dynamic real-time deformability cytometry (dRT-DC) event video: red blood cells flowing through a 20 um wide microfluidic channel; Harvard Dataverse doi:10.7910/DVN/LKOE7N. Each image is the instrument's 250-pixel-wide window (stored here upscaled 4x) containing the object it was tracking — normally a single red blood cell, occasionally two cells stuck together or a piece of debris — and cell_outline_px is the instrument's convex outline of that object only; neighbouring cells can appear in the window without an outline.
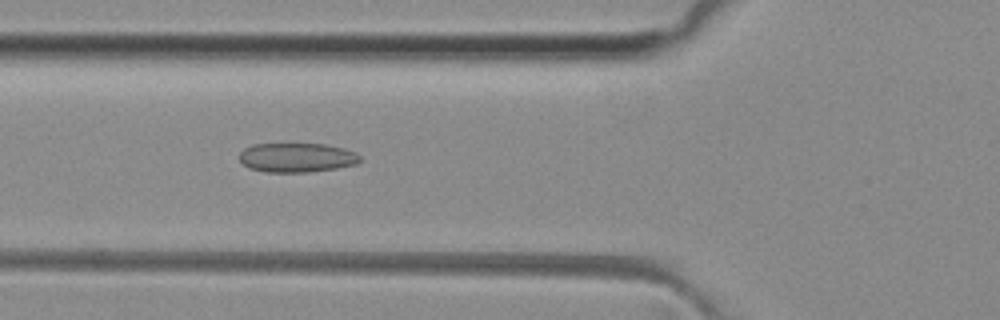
{"species": "common noctule bat (a hibernating species)", "species_latin": "Nyctalus noctula", "temperature_condition": "room temperature", "stored_images_in_passage": 38, "camera_frame_rate_fps": 3000, "um_per_image_px": 0.085, "animal": {"sex": "female", "body_mass_g": 29.2, "forearm_length_mm": 56.3}, "frame": {"image": 1, "passage_image": 6, "time_ms": 1.667, "image_size_px": [1000, 320], "cell_outline_px": [[360, 160], [356, 164], [336, 168], [308, 172], [264, 172], [248, 168], [240, 160], [240, 152], [244, 148], [252, 144], [324, 144], [344, 148], [356, 152], [360, 156]], "centroid_in_image_um": [25.22, 13.39], "position_along_channel_um": 100.6, "area_um2": 20.63}}
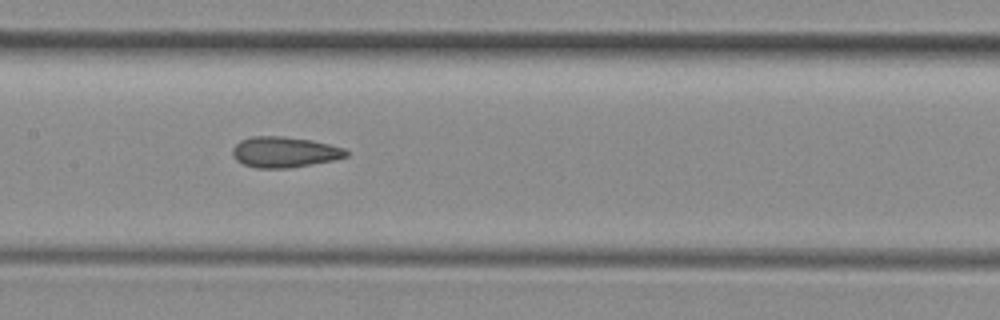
{"frame": {"image": 2, "passage_image": 12, "time_ms": 3.667, "image_size_px": [1000, 320], "cell_outline_px": [[348, 156], [332, 160], [292, 168], [256, 168], [244, 164], [236, 160], [232, 156], [232, 148], [240, 140], [252, 136], [284, 136], [312, 140], [344, 148], [348, 152]], "centroid_in_image_um": [24.15, 12.92], "position_along_channel_um": 183.3, "area_um2": 20.4}, "authors_computed_cell_mechanics": {"area_um2": 19.9988, "velocity_mm_per_s": 4.1085, "shape_relaxation_time_tau1_ms": null, "shape_relaxation_time_tau2_ms": 2.6337, "deformation_change_tau1": null, "deformation_change_tau2": 0.1058}}